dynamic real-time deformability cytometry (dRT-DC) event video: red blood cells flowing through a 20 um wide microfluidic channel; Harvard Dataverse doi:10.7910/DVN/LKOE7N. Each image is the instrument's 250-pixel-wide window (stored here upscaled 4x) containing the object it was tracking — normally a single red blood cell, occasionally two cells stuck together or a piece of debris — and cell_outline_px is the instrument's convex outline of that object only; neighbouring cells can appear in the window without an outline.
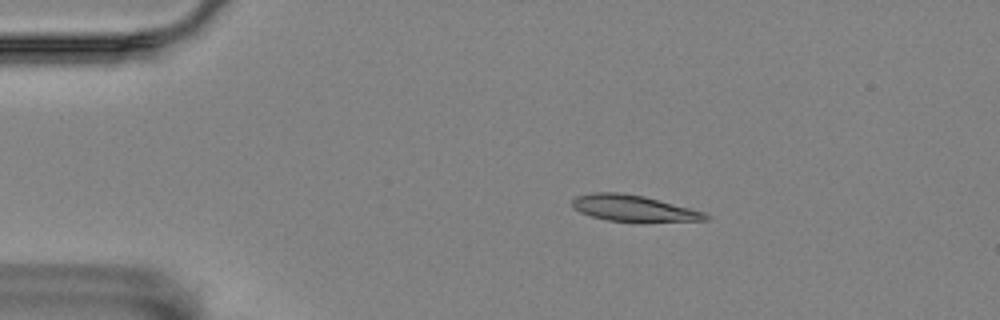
{"species": "Egyptian fruit bat (a non-hibernating species)", "species_latin": "Rousettus aegyptiacus", "temperature_condition": "room temperature", "stored_images_in_passage": 10, "camera_frame_rate_fps": 3000, "um_per_image_px": 0.085, "animal": {"sex": "female"}, "frame": {"image": 1, "passage_image": 2, "time_ms": 0.333, "image_size_px": [1000, 320], "cell_outline_px": [[712, 216], [708, 220], [644, 224], [632, 224], [608, 220], [592, 216], [580, 212], [572, 204], [572, 200], [576, 196], [592, 192], [620, 192], [644, 196], [704, 212]], "centroid_in_image_um": [53.92, 17.75], "position_along_channel_um": 31.1, "area_um2": 21.21}}
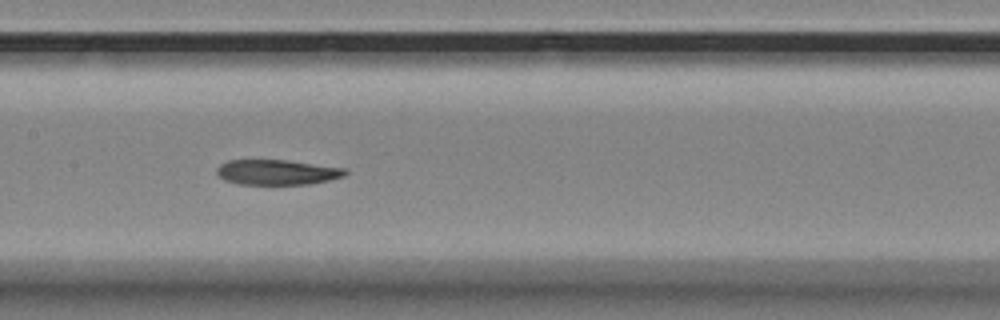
{"frame": {"image": 2, "passage_image": 7, "time_ms": 2.0, "image_size_px": [1000, 320], "cell_outline_px": [[348, 172], [344, 176], [328, 180], [308, 184], [236, 184], [224, 180], [216, 172], [216, 168], [220, 164], [228, 160], [284, 160], [348, 168]], "centroid_in_image_um": [23.54, 14.64], "position_along_channel_um": 183.9, "area_um2": 18.84}}
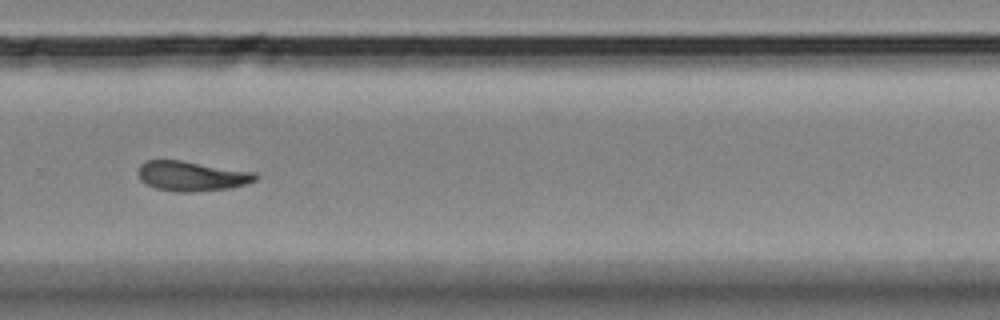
{"frame": {"image": 3, "passage_image": 10, "time_ms": 3.0, "image_size_px": [1000, 320], "cell_outline_px": [[260, 176], [256, 180], [244, 184], [228, 188], [192, 192], [176, 192], [156, 188], [140, 180], [136, 172], [140, 164], [144, 160], [180, 160], [256, 172]], "centroid_in_image_um": [16.27, 14.95], "position_along_channel_um": 313.5, "area_um2": 20.52}}